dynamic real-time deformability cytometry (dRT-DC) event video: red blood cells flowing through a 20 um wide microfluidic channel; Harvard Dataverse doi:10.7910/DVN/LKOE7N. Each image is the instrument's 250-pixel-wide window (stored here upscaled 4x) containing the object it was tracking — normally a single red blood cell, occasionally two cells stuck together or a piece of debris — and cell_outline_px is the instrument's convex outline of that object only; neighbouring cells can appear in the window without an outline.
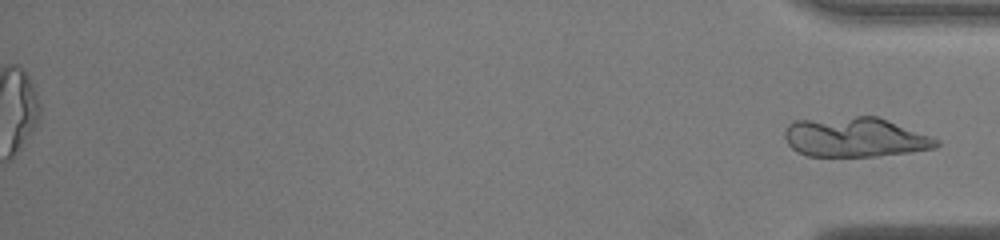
{"species": "common noctule bat (a hibernating species)", "species_latin": "Nyctalus noctula", "temperature_condition": "warm", "stored_images_in_passage": 51, "segment_of_instrument_passage": [2, 2], "camera_frame_rate_fps": 3000, "um_per_image_px": 0.085, "animal": {"sex": "male", "body_mass_g": 19.0, "forearm_length_mm": 50.8}, "frame": {"image": 1, "passage_image": 51, "time_ms": 16.667, "image_size_px": [1000, 240], "cell_outline_px": [[940, 144], [936, 148], [908, 152], [876, 156], [808, 156], [796, 152], [788, 144], [784, 136], [784, 128], [788, 124], [796, 120], [856, 116], [876, 116], [940, 140]], "centroid_in_image_um": [72.63, 11.67], "position_along_channel_um": 362.6, "area_um2": 34.97}}